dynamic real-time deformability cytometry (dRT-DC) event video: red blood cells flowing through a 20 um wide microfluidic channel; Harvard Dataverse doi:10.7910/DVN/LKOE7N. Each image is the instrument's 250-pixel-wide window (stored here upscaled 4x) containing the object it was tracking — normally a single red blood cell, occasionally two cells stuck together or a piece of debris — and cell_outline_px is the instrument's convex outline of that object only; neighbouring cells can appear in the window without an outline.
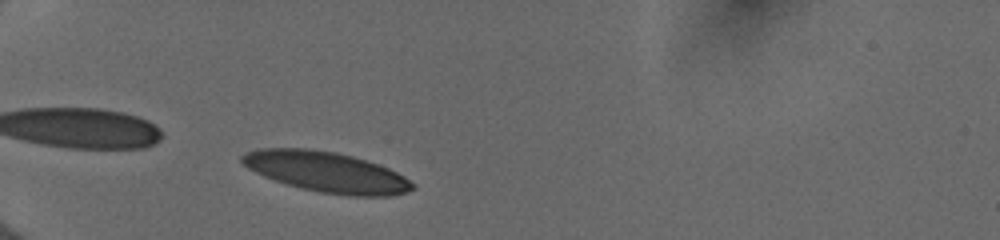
{"species": "human", "species_latin": "Homo sapiens", "temperature_condition": "cold", "stored_images_in_passage": 33, "camera_frame_rate_fps": 3000, "um_per_image_px": 0.085, "donor": {"sex": "female"}, "frame": {"image": 1, "passage_image": 2, "time_ms": 0.333, "image_size_px": [1000, 240], "cell_outline_px": [[416, 188], [404, 192], [388, 196], [348, 196], [320, 192], [300, 188], [264, 176], [248, 168], [240, 160], [240, 156], [244, 152], [260, 148], [308, 148], [336, 152], [352, 156], [388, 168], [404, 176], [416, 184]], "centroid_in_image_um": [27.74, 14.61], "position_along_channel_um": 57.3, "area_um2": 40.06}}
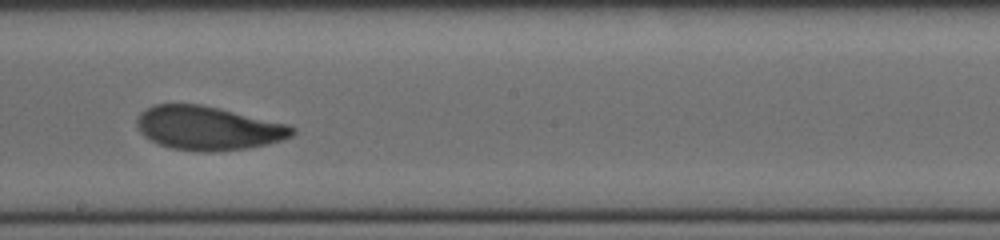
{"frame": {"image": 2, "passage_image": 17, "time_ms": 5.333, "image_size_px": [1000, 240], "cell_outline_px": [[296, 132], [292, 136], [284, 140], [268, 144], [248, 148], [212, 152], [196, 152], [172, 148], [160, 144], [144, 136], [136, 128], [136, 120], [140, 112], [156, 104], [200, 104], [288, 124], [296, 128]], "centroid_in_image_um": [17.7, 10.9], "position_along_channel_um": 230.5, "area_um2": 39.77}}
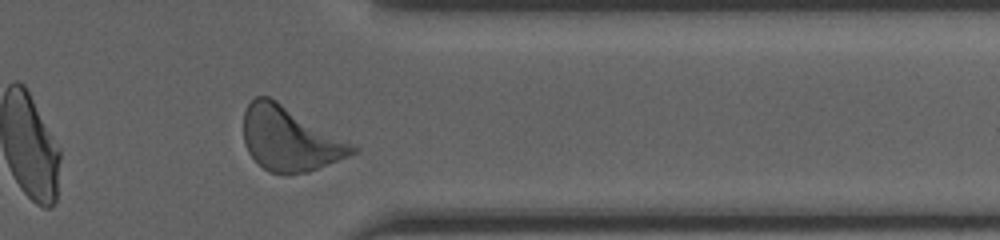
{"frame": {"image": 3, "passage_image": 29, "time_ms": 9.333, "image_size_px": [1000, 240], "cell_outline_px": [[360, 148], [356, 152], [348, 156], [308, 172], [268, 172], [248, 152], [244, 140], [244, 112], [248, 104], [256, 96], [268, 96], [276, 100], [356, 144]], "centroid_in_image_um": [24.66, 11.78], "position_along_channel_um": 386.7, "area_um2": 40.34}, "authors_computed_cell_mechanics": {"area_um2": 39.3618, "velocity_mm_per_s": 3.9601, "shape_relaxation_time_tau1_ms": 3.0907, "shape_relaxation_time_tau2_ms": 1.4662, "deformation_change_tau1": 0.1217, "deformation_change_tau2": 0.07}}